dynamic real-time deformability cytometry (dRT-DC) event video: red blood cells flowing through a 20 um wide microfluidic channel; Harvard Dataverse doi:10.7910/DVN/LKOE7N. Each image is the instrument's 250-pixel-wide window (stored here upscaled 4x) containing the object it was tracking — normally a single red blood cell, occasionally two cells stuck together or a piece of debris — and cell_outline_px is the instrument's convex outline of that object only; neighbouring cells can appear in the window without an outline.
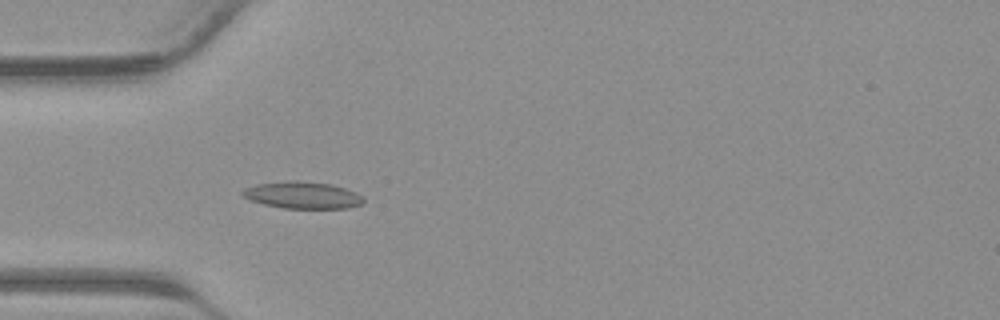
{"species": "common noctule bat (a hibernating species)", "species_latin": "Nyctalus noctula", "temperature_condition": "warm", "stored_images_in_passage": 40, "camera_frame_rate_fps": 3000, "um_per_image_px": 0.085, "animal": {"sex": "male", "body_mass_g": 23.1, "forearm_length_mm": 52.7}, "frame": {"image": 1, "passage_image": 12, "time_ms": 3.667, "image_size_px": [1000, 320], "cell_outline_px": [[364, 204], [348, 208], [284, 208], [264, 204], [252, 200], [244, 196], [240, 192], [244, 188], [256, 184], [292, 180], [296, 180], [332, 184], [356, 192], [364, 196]], "centroid_in_image_um": [25.76, 16.58], "position_along_channel_um": 59.2, "area_um2": 19.02}}
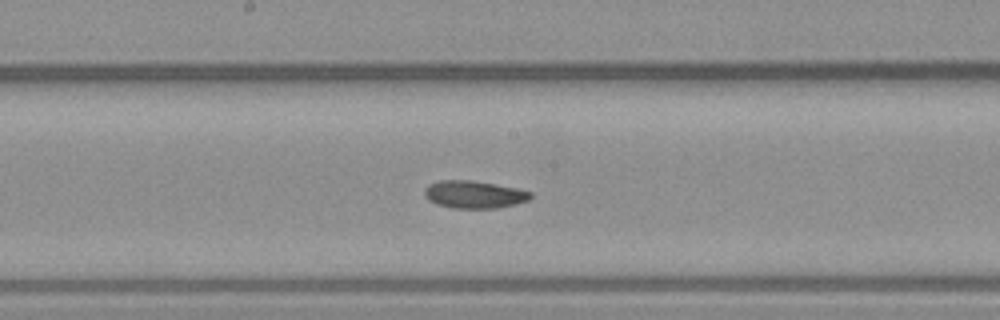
{"frame": {"image": 2, "passage_image": 21, "time_ms": 6.667, "image_size_px": [1000, 320], "cell_outline_px": [[532, 196], [528, 200], [516, 204], [496, 208], [452, 208], [436, 204], [428, 200], [424, 196], [424, 188], [428, 184], [440, 180], [472, 180], [496, 184], [516, 188], [532, 192]], "centroid_in_image_um": [40.27, 16.52], "position_along_channel_um": 207.9, "area_um2": 17.17}}
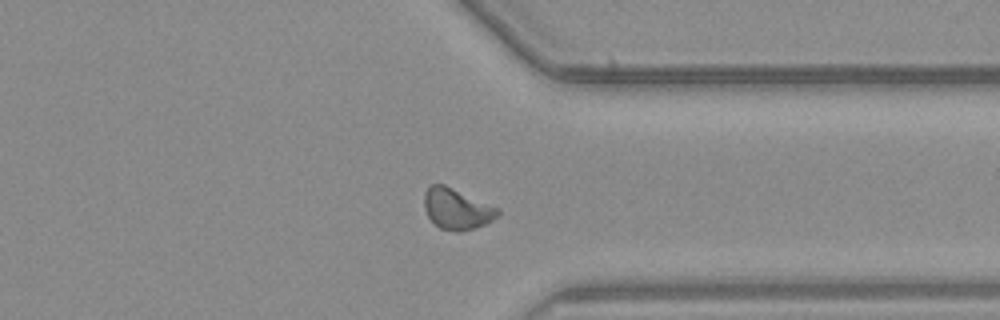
{"frame": {"image": 3, "passage_image": 31, "time_ms": 10.0, "image_size_px": [1000, 320], "cell_outline_px": [[500, 212], [492, 220], [484, 224], [460, 232], [456, 232], [440, 228], [428, 216], [424, 208], [424, 192], [432, 184], [444, 184], [500, 208]], "centroid_in_image_um": [38.82, 17.74], "position_along_channel_um": 372.6, "area_um2": 17.4}}